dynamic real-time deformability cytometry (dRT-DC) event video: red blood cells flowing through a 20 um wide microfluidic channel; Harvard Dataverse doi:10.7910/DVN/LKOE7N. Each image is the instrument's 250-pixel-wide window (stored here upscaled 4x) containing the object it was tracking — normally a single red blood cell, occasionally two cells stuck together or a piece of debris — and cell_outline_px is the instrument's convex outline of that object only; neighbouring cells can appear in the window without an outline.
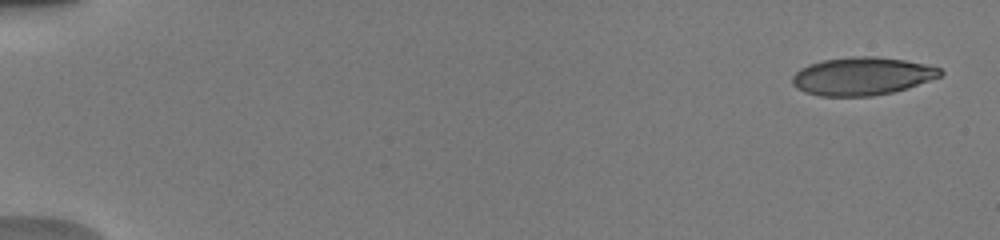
{"species": "human", "species_latin": "Homo sapiens", "temperature_condition": "warm", "stored_images_in_passage": 47, "camera_frame_rate_fps": 3000, "um_per_image_px": 0.085, "donor": {"sex": "male"}, "frame": {"image": 1, "passage_image": 2, "time_ms": 0.333, "image_size_px": [1000, 240], "cell_outline_px": [[944, 72], [940, 76], [908, 88], [892, 92], [872, 96], [820, 96], [804, 92], [796, 88], [792, 84], [792, 76], [800, 68], [808, 64], [824, 60], [852, 56], [876, 56], [904, 60], [924, 64], [940, 68]], "centroid_in_image_um": [73.24, 6.47], "position_along_channel_um": 11.8, "area_um2": 32.77}}
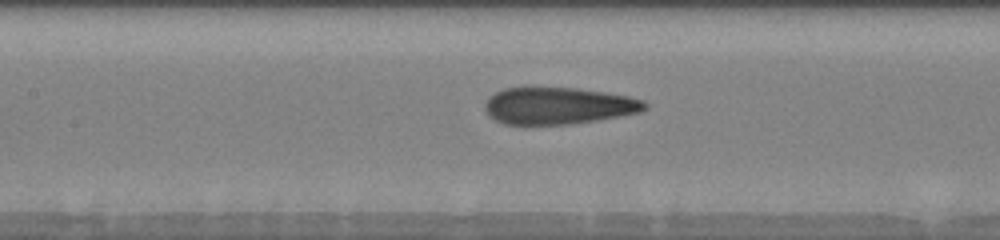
{"frame": {"image": 2, "passage_image": 23, "time_ms": 8.333, "image_size_px": [1000, 240], "cell_outline_px": [[648, 108], [640, 112], [620, 116], [596, 120], [568, 124], [504, 124], [488, 116], [484, 108], [484, 104], [488, 96], [504, 88], [528, 84], [576, 88], [604, 92], [628, 96], [644, 100], [648, 104]], "centroid_in_image_um": [47.4, 8.94], "position_along_channel_um": 160.0, "area_um2": 35.37}}
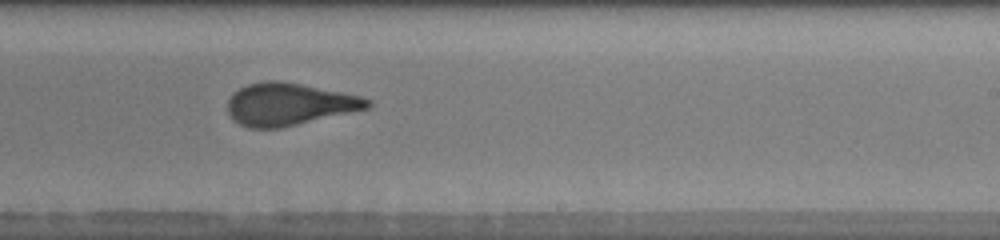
{"frame": {"image": 3, "passage_image": 30, "time_ms": 11.0, "image_size_px": [1000, 240], "cell_outline_px": [[372, 104], [368, 108], [280, 128], [248, 128], [232, 120], [228, 112], [228, 100], [232, 92], [248, 84], [264, 80], [276, 80], [300, 84], [360, 96], [372, 100]], "centroid_in_image_um": [24.52, 8.86], "position_along_channel_um": 264.5, "area_um2": 34.28}, "authors_computed_cell_mechanics": {"area_um2": 34.2754, "velocity_mm_per_s": 3.935, "shape_relaxation_time_tau1_ms": 10.3034, "shape_relaxation_time_tau2_ms": 1.0234, "deformation_change_tau1": 0.3087, "deformation_change_tau2": 0.1033}}